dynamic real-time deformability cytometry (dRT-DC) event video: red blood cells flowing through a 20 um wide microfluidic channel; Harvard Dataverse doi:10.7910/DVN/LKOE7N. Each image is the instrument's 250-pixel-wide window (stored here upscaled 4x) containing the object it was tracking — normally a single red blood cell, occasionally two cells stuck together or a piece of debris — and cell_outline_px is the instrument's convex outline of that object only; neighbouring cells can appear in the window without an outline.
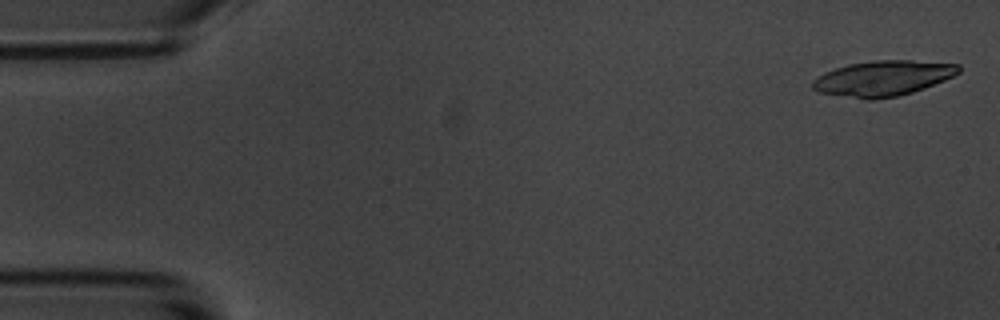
{"species": "common noctule bat (a hibernating species)", "species_latin": "Nyctalus noctula", "temperature_condition": "room temperature", "stored_images_in_passage": 4, "camera_frame_rate_fps": 3000, "um_per_image_px": 0.085, "animal": {"sex": "male", "body_mass_g": 20.1, "forearm_length_mm": 53.5}, "frame": {"image": 1, "passage_image": 1, "time_ms": 0.0, "image_size_px": [1000, 320], "cell_outline_px": [[960, 72], [944, 80], [924, 88], [900, 96], [876, 100], [864, 100], [820, 92], [812, 88], [812, 80], [824, 72], [848, 64], [872, 60], [912, 60], [960, 64]], "centroid_in_image_um": [75.04, 6.66], "position_along_channel_um": 10.0, "area_um2": 30.29}}